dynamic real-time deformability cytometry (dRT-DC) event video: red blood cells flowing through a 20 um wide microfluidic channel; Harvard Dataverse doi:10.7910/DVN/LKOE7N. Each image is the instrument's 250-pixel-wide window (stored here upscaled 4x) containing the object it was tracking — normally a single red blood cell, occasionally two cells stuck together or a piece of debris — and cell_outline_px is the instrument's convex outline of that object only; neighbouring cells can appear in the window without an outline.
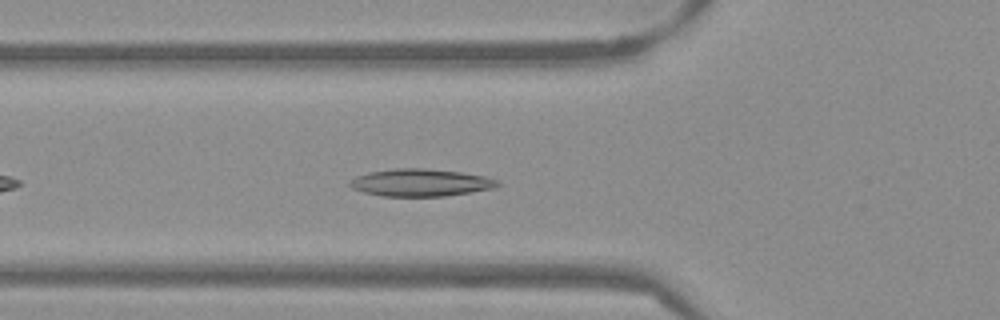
{"species": "Egyptian fruit bat (a non-hibernating species)", "species_latin": "Rousettus aegyptiacus", "temperature_condition": "warm", "stored_images_in_passage": 34, "camera_frame_rate_fps": 3000, "um_per_image_px": 0.085, "frame": {"image": 1, "passage_image": 7, "time_ms": 2.0, "image_size_px": [1000, 320], "cell_outline_px": [[500, 184], [492, 188], [444, 196], [384, 196], [364, 192], [352, 188], [348, 184], [348, 180], [356, 176], [368, 172], [392, 168], [424, 168], [460, 172], [484, 176], [496, 180]], "centroid_in_image_um": [35.67, 15.51], "position_along_channel_um": 90.1, "area_um2": 23.41}}
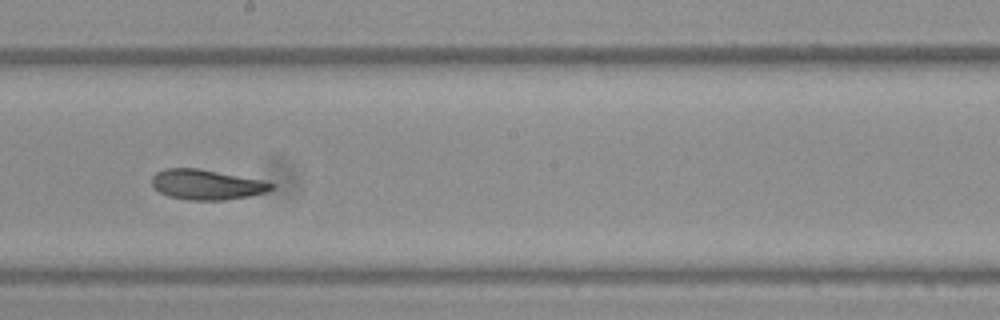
{"frame": {"image": 2, "passage_image": 18, "time_ms": 5.667, "image_size_px": [1000, 320], "cell_outline_px": [[276, 188], [268, 192], [248, 196], [224, 200], [188, 200], [168, 196], [152, 188], [152, 176], [156, 172], [164, 168], [200, 168], [264, 180], [276, 184]], "centroid_in_image_um": [17.59, 15.68], "position_along_channel_um": 230.6, "area_um2": 21.39}}
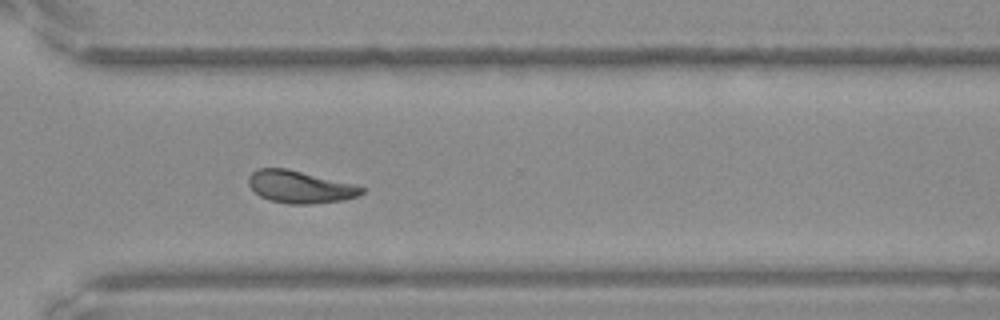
{"frame": {"image": 3, "passage_image": 27, "time_ms": 8.667, "image_size_px": [1000, 320], "cell_outline_px": [[364, 192], [356, 196], [344, 200], [312, 204], [288, 204], [268, 200], [260, 196], [248, 184], [248, 176], [256, 168], [288, 168], [356, 184], [364, 188]], "centroid_in_image_um": [25.5, 15.88], "position_along_channel_um": 345.1, "area_um2": 21.56}, "authors_computed_cell_mechanics": {"area_um2": 21.6172, "velocity_mm_per_s": 3.82, "shape_relaxation_time_tau1_ms": 5.7924, "shape_relaxation_time_tau2_ms": 3.5588, "deformation_change_tau1": 0.1591, "deformation_change_tau2": 0.0887}}